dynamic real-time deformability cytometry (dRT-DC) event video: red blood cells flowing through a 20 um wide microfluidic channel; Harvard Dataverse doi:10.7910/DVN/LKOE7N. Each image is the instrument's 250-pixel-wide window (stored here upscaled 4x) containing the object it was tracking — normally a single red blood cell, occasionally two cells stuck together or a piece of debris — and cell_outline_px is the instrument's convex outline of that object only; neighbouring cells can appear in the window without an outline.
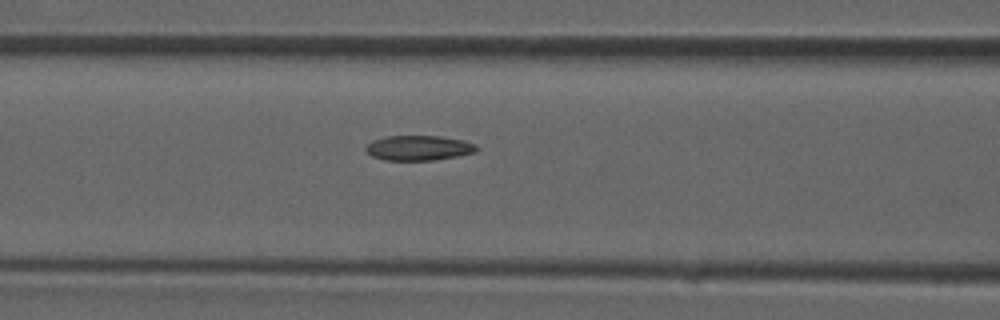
{"species": "common noctule bat (a hibernating species)", "species_latin": "Nyctalus noctula", "temperature_condition": "room temperature", "stored_images_in_passage": 29, "camera_frame_rate_fps": 3000, "um_per_image_px": 0.085, "animal": {"sex": "male", "forearm_length_mm": 52.5}, "frame": {"image": 1, "passage_image": 5, "time_ms": 1.333, "image_size_px": [1000, 320], "cell_outline_px": [[480, 148], [476, 152], [456, 156], [432, 160], [384, 160], [372, 156], [364, 148], [372, 140], [388, 136], [440, 136], [460, 140], [476, 144]], "centroid_in_image_um": [35.59, 12.57], "position_along_channel_um": 131.0, "area_um2": 16.01}}
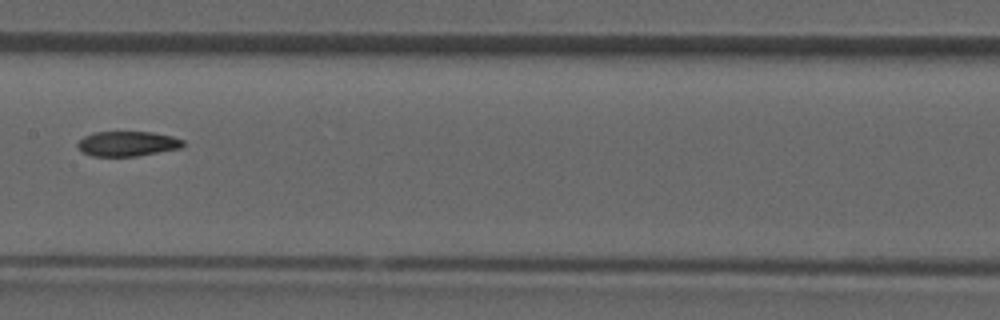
{"frame": {"image": 2, "passage_image": 9, "time_ms": 2.667, "image_size_px": [1000, 320], "cell_outline_px": [[184, 144], [180, 148], [136, 156], [92, 156], [84, 152], [76, 144], [84, 136], [92, 132], [152, 132], [172, 136], [184, 140]], "centroid_in_image_um": [10.83, 12.21], "position_along_channel_um": 196.6, "area_um2": 15.2}}